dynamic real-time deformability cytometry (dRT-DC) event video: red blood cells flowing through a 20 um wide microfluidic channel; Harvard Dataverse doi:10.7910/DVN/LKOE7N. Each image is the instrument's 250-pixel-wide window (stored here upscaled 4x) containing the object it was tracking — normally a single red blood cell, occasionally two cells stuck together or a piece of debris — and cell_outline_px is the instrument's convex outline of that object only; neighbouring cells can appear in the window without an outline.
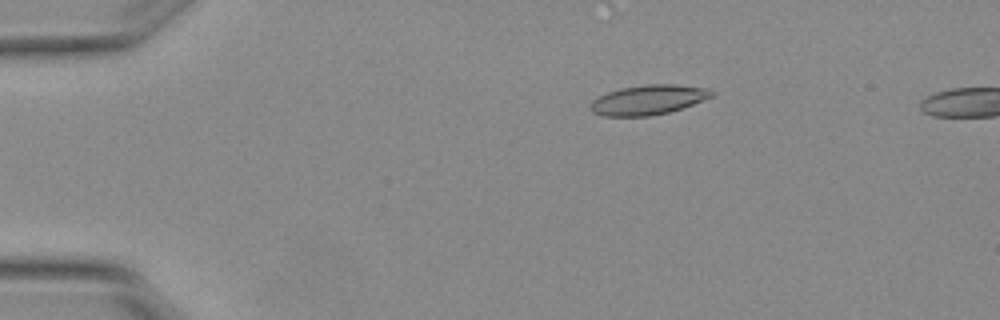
{"species": "Egyptian fruit bat (a non-hibernating species)", "species_latin": "Rousettus aegyptiacus", "temperature_condition": "warm", "stored_images_in_passage": 3, "segment_of_instrument_passage": [1, 2], "camera_frame_rate_fps": 3000, "um_per_image_px": 0.085, "animal": {"sex": "female"}, "frame": {"image": 1, "passage_image": 1, "time_ms": 0.0, "image_size_px": [1000, 320], "cell_outline_px": [[716, 92], [712, 96], [692, 104], [668, 112], [648, 116], [604, 116], [592, 112], [588, 108], [588, 104], [592, 100], [608, 92], [620, 88], [644, 84], [676, 84], [712, 88]], "centroid_in_image_um": [55.09, 8.47], "position_along_channel_um": 29.9, "area_um2": 21.15}}